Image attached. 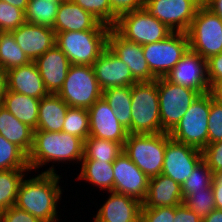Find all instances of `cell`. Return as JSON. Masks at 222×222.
<instances>
[{"instance_id":"cell-1","label":"cell","mask_w":222,"mask_h":222,"mask_svg":"<svg viewBox=\"0 0 222 222\" xmlns=\"http://www.w3.org/2000/svg\"><path fill=\"white\" fill-rule=\"evenodd\" d=\"M51 167L35 178L23 179L15 202L16 207L43 222H57V202L62 194L60 176Z\"/></svg>"},{"instance_id":"cell-2","label":"cell","mask_w":222,"mask_h":222,"mask_svg":"<svg viewBox=\"0 0 222 222\" xmlns=\"http://www.w3.org/2000/svg\"><path fill=\"white\" fill-rule=\"evenodd\" d=\"M83 148L84 141L75 135L63 131H34L33 146L28 154L30 171L50 161H81Z\"/></svg>"},{"instance_id":"cell-3","label":"cell","mask_w":222,"mask_h":222,"mask_svg":"<svg viewBox=\"0 0 222 222\" xmlns=\"http://www.w3.org/2000/svg\"><path fill=\"white\" fill-rule=\"evenodd\" d=\"M132 134L163 133L157 79L136 82L131 89Z\"/></svg>"},{"instance_id":"cell-4","label":"cell","mask_w":222,"mask_h":222,"mask_svg":"<svg viewBox=\"0 0 222 222\" xmlns=\"http://www.w3.org/2000/svg\"><path fill=\"white\" fill-rule=\"evenodd\" d=\"M110 30H84L56 33V45L71 64L93 65L107 48Z\"/></svg>"},{"instance_id":"cell-5","label":"cell","mask_w":222,"mask_h":222,"mask_svg":"<svg viewBox=\"0 0 222 222\" xmlns=\"http://www.w3.org/2000/svg\"><path fill=\"white\" fill-rule=\"evenodd\" d=\"M166 148V132L156 134L128 133L123 145L125 154L149 178L161 174Z\"/></svg>"},{"instance_id":"cell-6","label":"cell","mask_w":222,"mask_h":222,"mask_svg":"<svg viewBox=\"0 0 222 222\" xmlns=\"http://www.w3.org/2000/svg\"><path fill=\"white\" fill-rule=\"evenodd\" d=\"M189 49L205 60L222 53V20L203 3L187 31Z\"/></svg>"},{"instance_id":"cell-7","label":"cell","mask_w":222,"mask_h":222,"mask_svg":"<svg viewBox=\"0 0 222 222\" xmlns=\"http://www.w3.org/2000/svg\"><path fill=\"white\" fill-rule=\"evenodd\" d=\"M209 112L210 94H200L169 133L170 137L202 151L208 145Z\"/></svg>"},{"instance_id":"cell-8","label":"cell","mask_w":222,"mask_h":222,"mask_svg":"<svg viewBox=\"0 0 222 222\" xmlns=\"http://www.w3.org/2000/svg\"><path fill=\"white\" fill-rule=\"evenodd\" d=\"M103 91L91 65L71 64L58 96L69 106L89 109Z\"/></svg>"},{"instance_id":"cell-9","label":"cell","mask_w":222,"mask_h":222,"mask_svg":"<svg viewBox=\"0 0 222 222\" xmlns=\"http://www.w3.org/2000/svg\"><path fill=\"white\" fill-rule=\"evenodd\" d=\"M113 28L126 40L140 45L162 41L173 33L144 7L121 14Z\"/></svg>"},{"instance_id":"cell-10","label":"cell","mask_w":222,"mask_h":222,"mask_svg":"<svg viewBox=\"0 0 222 222\" xmlns=\"http://www.w3.org/2000/svg\"><path fill=\"white\" fill-rule=\"evenodd\" d=\"M160 121L162 130L170 133L200 95L198 91L157 78Z\"/></svg>"},{"instance_id":"cell-11","label":"cell","mask_w":222,"mask_h":222,"mask_svg":"<svg viewBox=\"0 0 222 222\" xmlns=\"http://www.w3.org/2000/svg\"><path fill=\"white\" fill-rule=\"evenodd\" d=\"M144 58L156 78L165 77L189 49L187 33L173 32L166 39L142 45Z\"/></svg>"},{"instance_id":"cell-12","label":"cell","mask_w":222,"mask_h":222,"mask_svg":"<svg viewBox=\"0 0 222 222\" xmlns=\"http://www.w3.org/2000/svg\"><path fill=\"white\" fill-rule=\"evenodd\" d=\"M200 0H144V8L173 32L187 33Z\"/></svg>"},{"instance_id":"cell-13","label":"cell","mask_w":222,"mask_h":222,"mask_svg":"<svg viewBox=\"0 0 222 222\" xmlns=\"http://www.w3.org/2000/svg\"><path fill=\"white\" fill-rule=\"evenodd\" d=\"M203 160L202 151L173 140L166 133V148L161 174L172 178L180 186Z\"/></svg>"},{"instance_id":"cell-14","label":"cell","mask_w":222,"mask_h":222,"mask_svg":"<svg viewBox=\"0 0 222 222\" xmlns=\"http://www.w3.org/2000/svg\"><path fill=\"white\" fill-rule=\"evenodd\" d=\"M165 78L177 85L198 91L200 94L207 93L209 90L207 61L190 49Z\"/></svg>"},{"instance_id":"cell-15","label":"cell","mask_w":222,"mask_h":222,"mask_svg":"<svg viewBox=\"0 0 222 222\" xmlns=\"http://www.w3.org/2000/svg\"><path fill=\"white\" fill-rule=\"evenodd\" d=\"M107 48L128 65L137 82H150L157 79L144 58L142 45L126 40L113 27L108 34Z\"/></svg>"},{"instance_id":"cell-16","label":"cell","mask_w":222,"mask_h":222,"mask_svg":"<svg viewBox=\"0 0 222 222\" xmlns=\"http://www.w3.org/2000/svg\"><path fill=\"white\" fill-rule=\"evenodd\" d=\"M113 192L128 195L141 203L145 200L149 177L144 174L124 151L113 162Z\"/></svg>"},{"instance_id":"cell-17","label":"cell","mask_w":222,"mask_h":222,"mask_svg":"<svg viewBox=\"0 0 222 222\" xmlns=\"http://www.w3.org/2000/svg\"><path fill=\"white\" fill-rule=\"evenodd\" d=\"M87 110L89 113V136L112 140L124 145L128 131L120 124L113 109L103 97L99 98Z\"/></svg>"},{"instance_id":"cell-18","label":"cell","mask_w":222,"mask_h":222,"mask_svg":"<svg viewBox=\"0 0 222 222\" xmlns=\"http://www.w3.org/2000/svg\"><path fill=\"white\" fill-rule=\"evenodd\" d=\"M92 67L102 91L112 87L132 86L137 82L128 65L108 48L103 51Z\"/></svg>"},{"instance_id":"cell-19","label":"cell","mask_w":222,"mask_h":222,"mask_svg":"<svg viewBox=\"0 0 222 222\" xmlns=\"http://www.w3.org/2000/svg\"><path fill=\"white\" fill-rule=\"evenodd\" d=\"M15 41L30 61L56 45V32L53 28L25 22L11 31Z\"/></svg>"},{"instance_id":"cell-20","label":"cell","mask_w":222,"mask_h":222,"mask_svg":"<svg viewBox=\"0 0 222 222\" xmlns=\"http://www.w3.org/2000/svg\"><path fill=\"white\" fill-rule=\"evenodd\" d=\"M34 62L43 79L47 92L49 94H58L63 87L71 66L67 56L55 45L39 56Z\"/></svg>"},{"instance_id":"cell-21","label":"cell","mask_w":222,"mask_h":222,"mask_svg":"<svg viewBox=\"0 0 222 222\" xmlns=\"http://www.w3.org/2000/svg\"><path fill=\"white\" fill-rule=\"evenodd\" d=\"M111 27L100 23L94 16L71 0L59 4L53 25L56 33L84 30H110Z\"/></svg>"},{"instance_id":"cell-22","label":"cell","mask_w":222,"mask_h":222,"mask_svg":"<svg viewBox=\"0 0 222 222\" xmlns=\"http://www.w3.org/2000/svg\"><path fill=\"white\" fill-rule=\"evenodd\" d=\"M111 193L94 222H140L142 203L128 195Z\"/></svg>"},{"instance_id":"cell-23","label":"cell","mask_w":222,"mask_h":222,"mask_svg":"<svg viewBox=\"0 0 222 222\" xmlns=\"http://www.w3.org/2000/svg\"><path fill=\"white\" fill-rule=\"evenodd\" d=\"M7 90L41 99L49 93L34 61L6 71Z\"/></svg>"},{"instance_id":"cell-24","label":"cell","mask_w":222,"mask_h":222,"mask_svg":"<svg viewBox=\"0 0 222 222\" xmlns=\"http://www.w3.org/2000/svg\"><path fill=\"white\" fill-rule=\"evenodd\" d=\"M183 203L181 186L163 174L149 179L148 190L142 207L178 206Z\"/></svg>"},{"instance_id":"cell-25","label":"cell","mask_w":222,"mask_h":222,"mask_svg":"<svg viewBox=\"0 0 222 222\" xmlns=\"http://www.w3.org/2000/svg\"><path fill=\"white\" fill-rule=\"evenodd\" d=\"M69 106L57 95L40 99L37 129L34 131L60 132Z\"/></svg>"},{"instance_id":"cell-26","label":"cell","mask_w":222,"mask_h":222,"mask_svg":"<svg viewBox=\"0 0 222 222\" xmlns=\"http://www.w3.org/2000/svg\"><path fill=\"white\" fill-rule=\"evenodd\" d=\"M0 135L16 144L27 155L33 146L34 129L19 121L12 113L0 105Z\"/></svg>"},{"instance_id":"cell-27","label":"cell","mask_w":222,"mask_h":222,"mask_svg":"<svg viewBox=\"0 0 222 222\" xmlns=\"http://www.w3.org/2000/svg\"><path fill=\"white\" fill-rule=\"evenodd\" d=\"M40 99L6 90L2 106L19 121L37 129Z\"/></svg>"},{"instance_id":"cell-28","label":"cell","mask_w":222,"mask_h":222,"mask_svg":"<svg viewBox=\"0 0 222 222\" xmlns=\"http://www.w3.org/2000/svg\"><path fill=\"white\" fill-rule=\"evenodd\" d=\"M131 89L132 86L112 87L104 90L102 94L113 109L115 117L130 134H132Z\"/></svg>"},{"instance_id":"cell-29","label":"cell","mask_w":222,"mask_h":222,"mask_svg":"<svg viewBox=\"0 0 222 222\" xmlns=\"http://www.w3.org/2000/svg\"><path fill=\"white\" fill-rule=\"evenodd\" d=\"M83 161V162H82ZM82 167L78 180H86L91 184L100 187L102 190L113 191L114 172L113 162L100 160H81Z\"/></svg>"},{"instance_id":"cell-30","label":"cell","mask_w":222,"mask_h":222,"mask_svg":"<svg viewBox=\"0 0 222 222\" xmlns=\"http://www.w3.org/2000/svg\"><path fill=\"white\" fill-rule=\"evenodd\" d=\"M123 151V146L112 140L89 136L84 141L82 160L114 162Z\"/></svg>"},{"instance_id":"cell-31","label":"cell","mask_w":222,"mask_h":222,"mask_svg":"<svg viewBox=\"0 0 222 222\" xmlns=\"http://www.w3.org/2000/svg\"><path fill=\"white\" fill-rule=\"evenodd\" d=\"M30 169L0 170V213L15 205L24 171Z\"/></svg>"},{"instance_id":"cell-32","label":"cell","mask_w":222,"mask_h":222,"mask_svg":"<svg viewBox=\"0 0 222 222\" xmlns=\"http://www.w3.org/2000/svg\"><path fill=\"white\" fill-rule=\"evenodd\" d=\"M29 62L31 61L15 41L12 32L0 31V68L8 71Z\"/></svg>"},{"instance_id":"cell-33","label":"cell","mask_w":222,"mask_h":222,"mask_svg":"<svg viewBox=\"0 0 222 222\" xmlns=\"http://www.w3.org/2000/svg\"><path fill=\"white\" fill-rule=\"evenodd\" d=\"M59 4L50 0H29L24 11L26 22L53 28Z\"/></svg>"},{"instance_id":"cell-34","label":"cell","mask_w":222,"mask_h":222,"mask_svg":"<svg viewBox=\"0 0 222 222\" xmlns=\"http://www.w3.org/2000/svg\"><path fill=\"white\" fill-rule=\"evenodd\" d=\"M30 169L28 155L0 135V170Z\"/></svg>"},{"instance_id":"cell-35","label":"cell","mask_w":222,"mask_h":222,"mask_svg":"<svg viewBox=\"0 0 222 222\" xmlns=\"http://www.w3.org/2000/svg\"><path fill=\"white\" fill-rule=\"evenodd\" d=\"M214 174L202 160L181 185L183 200L192 192L206 191L212 186Z\"/></svg>"},{"instance_id":"cell-36","label":"cell","mask_w":222,"mask_h":222,"mask_svg":"<svg viewBox=\"0 0 222 222\" xmlns=\"http://www.w3.org/2000/svg\"><path fill=\"white\" fill-rule=\"evenodd\" d=\"M63 132L85 141L89 137V113L86 108L69 107L64 119Z\"/></svg>"},{"instance_id":"cell-37","label":"cell","mask_w":222,"mask_h":222,"mask_svg":"<svg viewBox=\"0 0 222 222\" xmlns=\"http://www.w3.org/2000/svg\"><path fill=\"white\" fill-rule=\"evenodd\" d=\"M183 203L201 218L206 217L216 209L212 186L206 191L192 192Z\"/></svg>"},{"instance_id":"cell-38","label":"cell","mask_w":222,"mask_h":222,"mask_svg":"<svg viewBox=\"0 0 222 222\" xmlns=\"http://www.w3.org/2000/svg\"><path fill=\"white\" fill-rule=\"evenodd\" d=\"M94 16L100 23L113 27V9L109 0H71Z\"/></svg>"},{"instance_id":"cell-39","label":"cell","mask_w":222,"mask_h":222,"mask_svg":"<svg viewBox=\"0 0 222 222\" xmlns=\"http://www.w3.org/2000/svg\"><path fill=\"white\" fill-rule=\"evenodd\" d=\"M26 22L24 10L0 1V31L11 32Z\"/></svg>"},{"instance_id":"cell-40","label":"cell","mask_w":222,"mask_h":222,"mask_svg":"<svg viewBox=\"0 0 222 222\" xmlns=\"http://www.w3.org/2000/svg\"><path fill=\"white\" fill-rule=\"evenodd\" d=\"M222 140V104L210 96V112L208 120V144Z\"/></svg>"},{"instance_id":"cell-41","label":"cell","mask_w":222,"mask_h":222,"mask_svg":"<svg viewBox=\"0 0 222 222\" xmlns=\"http://www.w3.org/2000/svg\"><path fill=\"white\" fill-rule=\"evenodd\" d=\"M140 222H174V206L142 207Z\"/></svg>"},{"instance_id":"cell-42","label":"cell","mask_w":222,"mask_h":222,"mask_svg":"<svg viewBox=\"0 0 222 222\" xmlns=\"http://www.w3.org/2000/svg\"><path fill=\"white\" fill-rule=\"evenodd\" d=\"M203 161L213 174L222 171V140L208 144L203 150Z\"/></svg>"},{"instance_id":"cell-43","label":"cell","mask_w":222,"mask_h":222,"mask_svg":"<svg viewBox=\"0 0 222 222\" xmlns=\"http://www.w3.org/2000/svg\"><path fill=\"white\" fill-rule=\"evenodd\" d=\"M109 2L113 9V26L121 14L144 7V0H109Z\"/></svg>"},{"instance_id":"cell-44","label":"cell","mask_w":222,"mask_h":222,"mask_svg":"<svg viewBox=\"0 0 222 222\" xmlns=\"http://www.w3.org/2000/svg\"><path fill=\"white\" fill-rule=\"evenodd\" d=\"M1 222H43L15 205L1 213Z\"/></svg>"},{"instance_id":"cell-45","label":"cell","mask_w":222,"mask_h":222,"mask_svg":"<svg viewBox=\"0 0 222 222\" xmlns=\"http://www.w3.org/2000/svg\"><path fill=\"white\" fill-rule=\"evenodd\" d=\"M207 61V77L209 85L222 79V53L210 57Z\"/></svg>"},{"instance_id":"cell-46","label":"cell","mask_w":222,"mask_h":222,"mask_svg":"<svg viewBox=\"0 0 222 222\" xmlns=\"http://www.w3.org/2000/svg\"><path fill=\"white\" fill-rule=\"evenodd\" d=\"M174 222H202V218L182 203L174 206Z\"/></svg>"},{"instance_id":"cell-47","label":"cell","mask_w":222,"mask_h":222,"mask_svg":"<svg viewBox=\"0 0 222 222\" xmlns=\"http://www.w3.org/2000/svg\"><path fill=\"white\" fill-rule=\"evenodd\" d=\"M212 188L216 209L222 210V171L214 174Z\"/></svg>"},{"instance_id":"cell-48","label":"cell","mask_w":222,"mask_h":222,"mask_svg":"<svg viewBox=\"0 0 222 222\" xmlns=\"http://www.w3.org/2000/svg\"><path fill=\"white\" fill-rule=\"evenodd\" d=\"M208 93L213 100L222 104V79L212 82L209 85Z\"/></svg>"},{"instance_id":"cell-49","label":"cell","mask_w":222,"mask_h":222,"mask_svg":"<svg viewBox=\"0 0 222 222\" xmlns=\"http://www.w3.org/2000/svg\"><path fill=\"white\" fill-rule=\"evenodd\" d=\"M203 4L222 20V0H205Z\"/></svg>"},{"instance_id":"cell-50","label":"cell","mask_w":222,"mask_h":222,"mask_svg":"<svg viewBox=\"0 0 222 222\" xmlns=\"http://www.w3.org/2000/svg\"><path fill=\"white\" fill-rule=\"evenodd\" d=\"M7 90V73L0 68V105H2L4 95Z\"/></svg>"},{"instance_id":"cell-51","label":"cell","mask_w":222,"mask_h":222,"mask_svg":"<svg viewBox=\"0 0 222 222\" xmlns=\"http://www.w3.org/2000/svg\"><path fill=\"white\" fill-rule=\"evenodd\" d=\"M202 222H222V210L214 209L206 217L202 218Z\"/></svg>"},{"instance_id":"cell-52","label":"cell","mask_w":222,"mask_h":222,"mask_svg":"<svg viewBox=\"0 0 222 222\" xmlns=\"http://www.w3.org/2000/svg\"><path fill=\"white\" fill-rule=\"evenodd\" d=\"M25 11L29 0H0Z\"/></svg>"},{"instance_id":"cell-53","label":"cell","mask_w":222,"mask_h":222,"mask_svg":"<svg viewBox=\"0 0 222 222\" xmlns=\"http://www.w3.org/2000/svg\"><path fill=\"white\" fill-rule=\"evenodd\" d=\"M50 1H53V2H56V3H62V2H65L67 0H50Z\"/></svg>"}]
</instances>
